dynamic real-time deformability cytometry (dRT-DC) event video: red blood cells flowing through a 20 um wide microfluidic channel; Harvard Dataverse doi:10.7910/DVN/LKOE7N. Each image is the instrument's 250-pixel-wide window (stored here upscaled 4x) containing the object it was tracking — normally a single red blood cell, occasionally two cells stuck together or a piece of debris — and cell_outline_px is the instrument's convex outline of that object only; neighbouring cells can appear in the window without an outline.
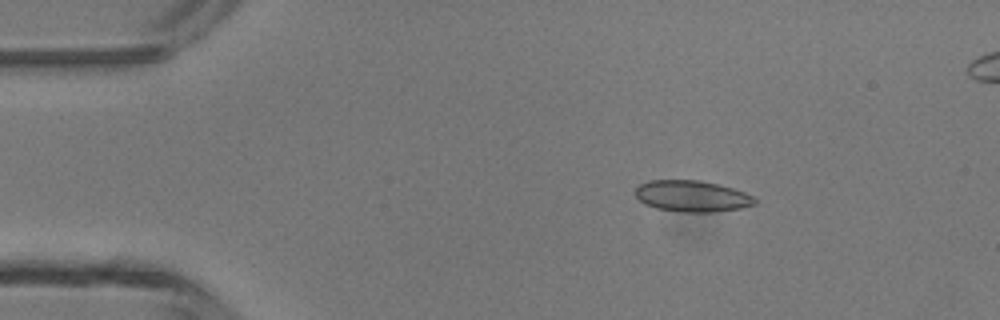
{"species": "common noctule bat (a hibernating species)", "species_latin": "Nyctalus noctula", "temperature_condition": "room temperature", "stored_images_in_passage": 5, "camera_frame_rate_fps": 3000, "um_per_image_px": 0.085, "animal": {"sex": "male", "body_mass_g": 13.3}, "frame": {"image": 1, "passage_image": 2, "time_ms": 2.0, "image_size_px": [1000, 320], "cell_outline_px": [[756, 204], [740, 208], [712, 212], [680, 212], [656, 208], [644, 204], [636, 196], [636, 188], [640, 184], [648, 180], [700, 180], [720, 184], [744, 192], [752, 196], [756, 200]], "centroid_in_image_um": [58.81, 16.67], "position_along_channel_um": 26.2, "area_um2": 21.79}}
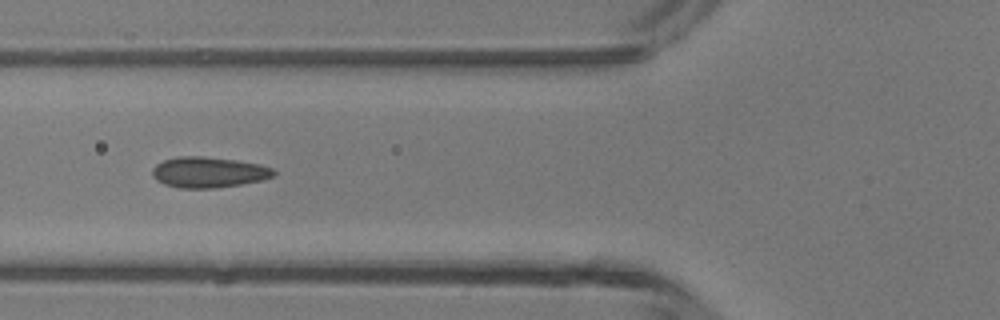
{"frame": {"image": 2, "passage_image": 5, "time_ms": 5.333, "image_size_px": [1000, 320], "cell_outline_px": [[276, 172], [272, 176], [260, 180], [240, 184], [212, 188], [180, 188], [164, 184], [156, 180], [152, 176], [152, 168], [156, 164], [164, 160], [176, 156], [204, 156], [236, 160], [260, 164], [272, 168]], "centroid_in_image_um": [17.68, 14.63], "position_along_channel_um": 108.1, "area_um2": 21.68}}